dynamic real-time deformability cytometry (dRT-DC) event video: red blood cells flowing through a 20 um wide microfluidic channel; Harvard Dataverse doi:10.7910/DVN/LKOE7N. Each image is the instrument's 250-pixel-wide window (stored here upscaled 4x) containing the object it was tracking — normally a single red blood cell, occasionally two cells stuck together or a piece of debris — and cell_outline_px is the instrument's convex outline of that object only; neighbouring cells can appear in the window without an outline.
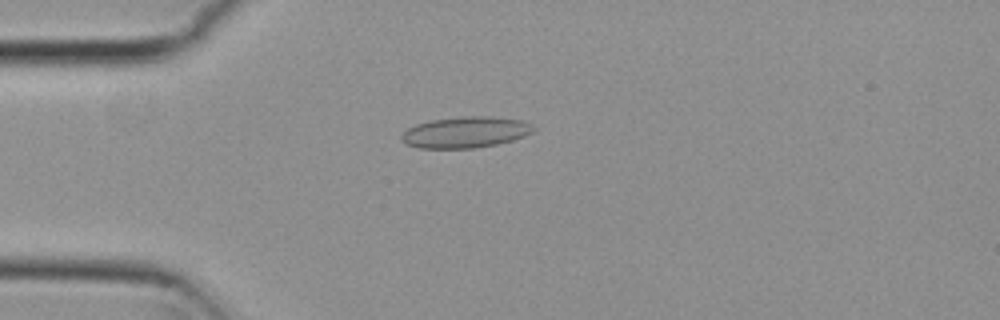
{"species": "common noctule bat (a hibernating species)", "species_latin": "Nyctalus noctula", "temperature_condition": "cold", "stored_images_in_passage": 5, "camera_frame_rate_fps": 3000, "um_per_image_px": 0.085, "animal": {"sex": "female", "body_mass_g": 29.2, "forearm_length_mm": 56.3}, "frame": {"image": 1, "passage_image": 4, "time_ms": 1.0, "image_size_px": [1000, 320], "cell_outline_px": [[536, 128], [532, 132], [524, 136], [512, 140], [496, 144], [476, 148], [416, 148], [400, 140], [400, 136], [408, 128], [416, 124], [432, 120], [460, 116], [488, 116], [520, 120], [532, 124]], "centroid_in_image_um": [39.55, 11.24], "position_along_channel_um": 45.4, "area_um2": 23.93}}
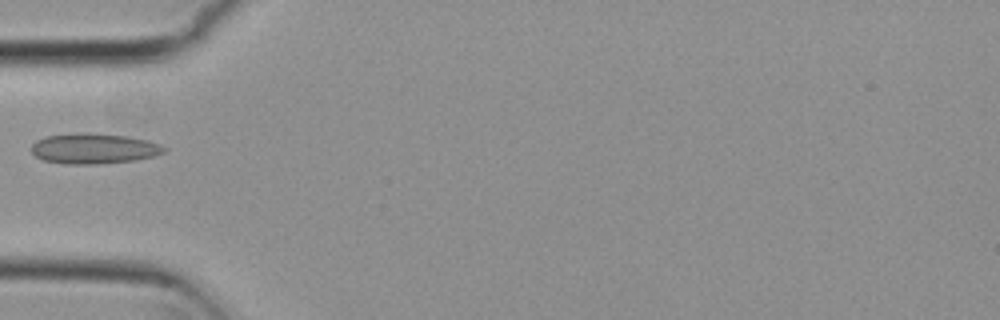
{"frame": {"image": 2, "passage_image": 5, "time_ms": 1.333, "image_size_px": [1000, 320], "cell_outline_px": [[168, 148], [164, 152], [152, 156], [132, 160], [96, 164], [64, 164], [44, 160], [36, 156], [32, 152], [32, 144], [36, 140], [44, 136], [128, 136], [148, 140], [160, 144]], "centroid_in_image_um": [8.0, 12.68], "position_along_channel_um": 77.0, "area_um2": 22.25}}